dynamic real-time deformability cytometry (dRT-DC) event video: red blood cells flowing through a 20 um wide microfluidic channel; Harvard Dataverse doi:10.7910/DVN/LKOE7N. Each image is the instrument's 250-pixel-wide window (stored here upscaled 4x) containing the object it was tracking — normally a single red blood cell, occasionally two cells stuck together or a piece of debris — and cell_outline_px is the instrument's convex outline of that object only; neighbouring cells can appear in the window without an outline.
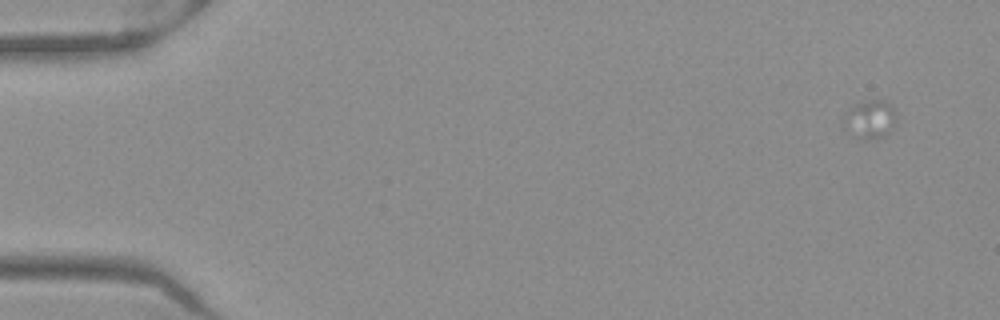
{"species": "Egyptian fruit bat (a non-hibernating species)", "species_latin": "Rousettus aegyptiacus", "temperature_condition": "warm", "stored_images_in_passage": 20, "camera_frame_rate_fps": 3000, "um_per_image_px": 0.085, "frame": {"image": 1, "passage_image": 1, "time_ms": 0.0, "image_size_px": [1000, 320], "cell_outline_px": [[896, 120], [888, 132], [884, 136], [860, 140], [840, 120], [856, 104], [868, 100], [884, 100], [892, 108], [896, 116]], "centroid_in_image_um": [73.95, 10.13], "position_along_channel_um": 11.0, "area_um2": 11.27}}